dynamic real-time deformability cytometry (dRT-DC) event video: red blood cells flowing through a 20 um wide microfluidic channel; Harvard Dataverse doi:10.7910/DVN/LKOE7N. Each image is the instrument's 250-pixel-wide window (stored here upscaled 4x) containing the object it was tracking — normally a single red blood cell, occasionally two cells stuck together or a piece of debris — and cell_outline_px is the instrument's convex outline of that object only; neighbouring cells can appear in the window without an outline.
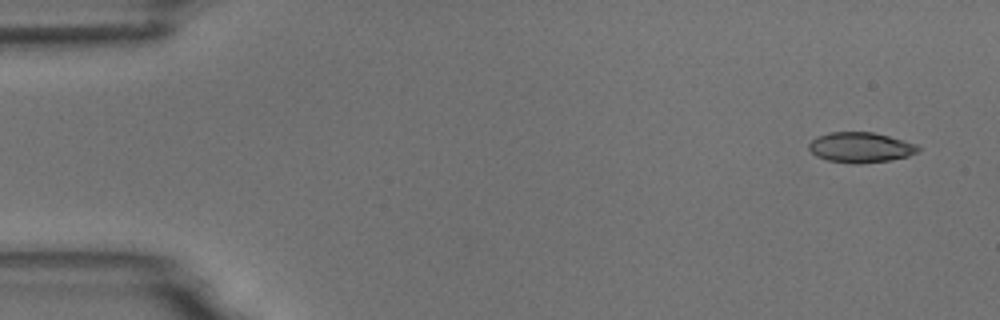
{"species": "common noctule bat (a hibernating species)", "species_latin": "Nyctalus noctula", "temperature_condition": "room temperature", "stored_images_in_passage": 5, "camera_frame_rate_fps": 3000, "um_per_image_px": 0.085, "animal": {"sex": "male", "body_mass_g": 18.8}, "frame": {"image": 1, "passage_image": 1, "time_ms": 0.0, "image_size_px": [1000, 320], "cell_outline_px": [[920, 152], [908, 156], [888, 160], [856, 164], [828, 160], [816, 156], [808, 148], [808, 144], [816, 136], [828, 132], [872, 132], [888, 136], [916, 144], [920, 148]], "centroid_in_image_um": [73.13, 12.52], "position_along_channel_um": 11.9, "area_um2": 19.19}}
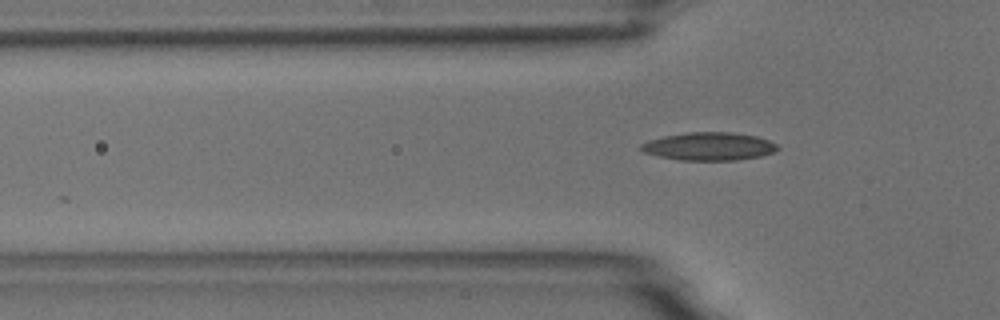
{"frame": {"image": 2, "passage_image": 5, "time_ms": 4.667, "image_size_px": [1000, 320], "cell_outline_px": [[780, 148], [776, 152], [760, 156], [736, 160], [680, 160], [660, 156], [644, 152], [640, 148], [640, 144], [648, 140], [664, 136], [688, 132], [732, 132], [756, 136], [768, 140], [776, 144]], "centroid_in_image_um": [60.29, 12.44], "position_along_channel_um": 65.5, "area_um2": 22.25}}